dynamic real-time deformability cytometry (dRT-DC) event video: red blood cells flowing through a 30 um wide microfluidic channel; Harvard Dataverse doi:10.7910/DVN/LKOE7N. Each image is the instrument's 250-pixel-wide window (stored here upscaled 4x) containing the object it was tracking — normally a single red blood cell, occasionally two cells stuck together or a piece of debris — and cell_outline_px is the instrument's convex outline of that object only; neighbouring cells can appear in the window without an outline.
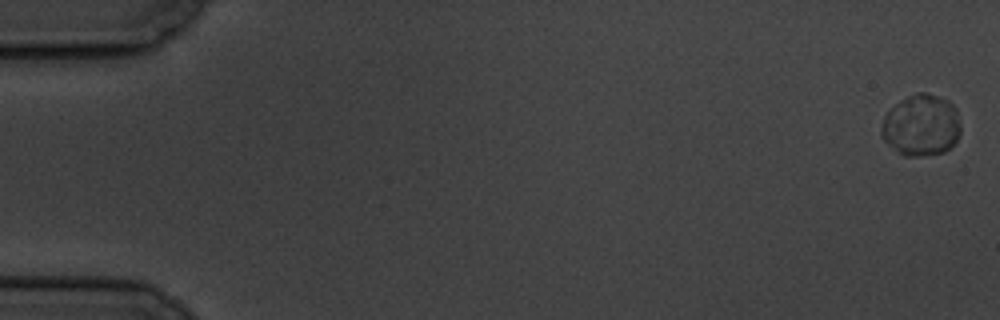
{"species": "common noctule bat (a hibernating species)", "species_latin": "Nyctalus noctula", "temperature_condition": "cold", "stored_images_in_passage": 6, "camera_frame_rate_fps": 3000, "um_per_image_px": 0.085, "animal": {"sex": "male", "body_mass_g": 19.5, "forearm_length_mm": 54.6}, "frame": {"image": 1, "passage_image": 1, "time_ms": 0.0, "image_size_px": [1000, 320], "cell_outline_px": [[960, 132], [956, 140], [944, 152], [920, 156], [904, 156], [884, 140], [880, 136], [880, 128], [884, 116], [888, 108], [900, 100], [916, 92], [924, 92], [948, 100], [956, 108], [960, 124]], "centroid_in_image_um": [78.27, 10.63], "position_along_channel_um": 6.7, "area_um2": 28.5}}
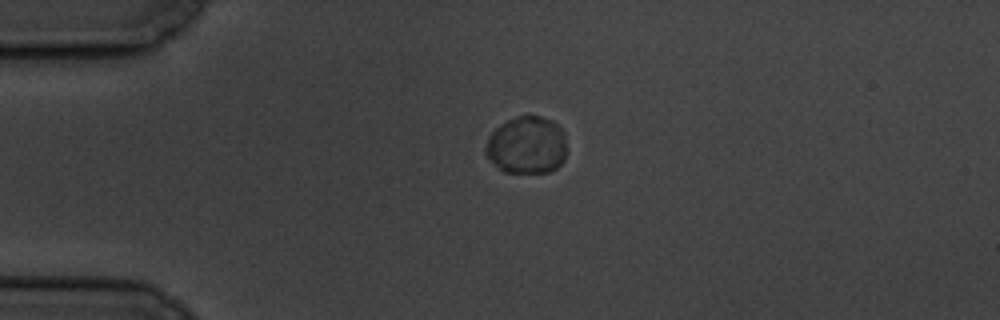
{"frame": {"image": 2, "passage_image": 5, "time_ms": 4.667, "image_size_px": [1000, 320], "cell_outline_px": [[564, 160], [556, 168], [548, 172], [504, 172], [484, 152], [484, 148], [488, 136], [496, 128], [508, 120], [516, 116], [540, 116], [552, 120], [564, 132]], "centroid_in_image_um": [44.76, 12.33], "position_along_channel_um": 40.2, "area_um2": 26.82}}